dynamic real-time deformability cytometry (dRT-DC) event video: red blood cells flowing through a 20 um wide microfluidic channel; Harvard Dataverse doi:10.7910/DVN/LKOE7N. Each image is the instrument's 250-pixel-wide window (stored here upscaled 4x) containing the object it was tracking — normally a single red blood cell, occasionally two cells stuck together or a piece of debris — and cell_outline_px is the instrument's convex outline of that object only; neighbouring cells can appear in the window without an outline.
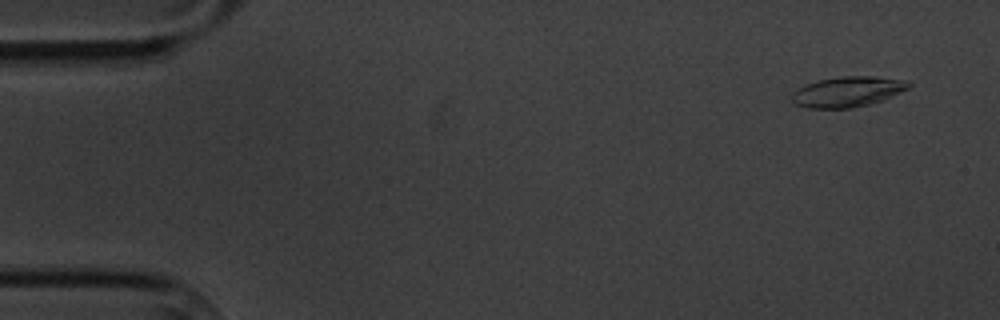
{"species": "common noctule bat (a hibernating species)", "species_latin": "Nyctalus noctula", "temperature_condition": "cold", "stored_images_in_passage": 5, "camera_frame_rate_fps": 3000, "um_per_image_px": 0.085, "animal": {"sex": "male", "body_mass_g": 20.1, "forearm_length_mm": 53.5}, "frame": {"image": 1, "passage_image": 1, "time_ms": 0.0, "image_size_px": [1000, 320], "cell_outline_px": [[912, 84], [908, 88], [884, 100], [872, 104], [852, 108], [808, 108], [796, 104], [792, 100], [792, 92], [816, 80], [844, 76], [876, 76], [908, 80]], "centroid_in_image_um": [72.09, 7.79], "position_along_channel_um": 12.9, "area_um2": 20.75}}
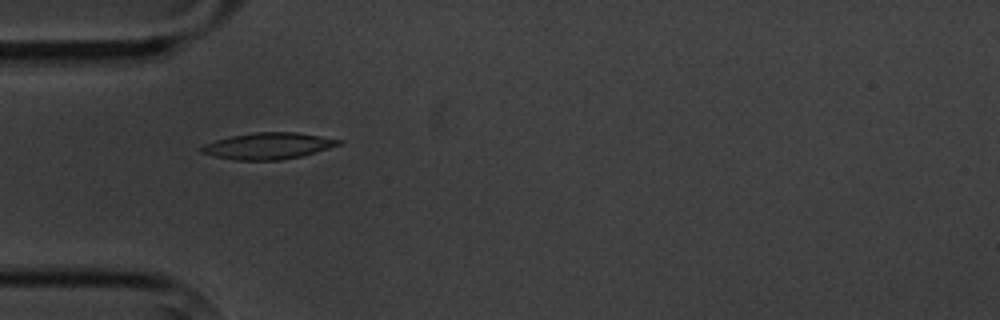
{"frame": {"image": 2, "passage_image": 5, "time_ms": 4.667, "image_size_px": [1000, 320], "cell_outline_px": [[344, 140], [340, 144], [328, 148], [300, 156], [280, 160], [236, 160], [216, 156], [200, 152], [200, 148], [204, 144], [216, 140], [232, 136], [256, 132], [296, 132]], "centroid_in_image_um": [22.79, 12.4], "position_along_channel_um": 62.2, "area_um2": 20.81}}